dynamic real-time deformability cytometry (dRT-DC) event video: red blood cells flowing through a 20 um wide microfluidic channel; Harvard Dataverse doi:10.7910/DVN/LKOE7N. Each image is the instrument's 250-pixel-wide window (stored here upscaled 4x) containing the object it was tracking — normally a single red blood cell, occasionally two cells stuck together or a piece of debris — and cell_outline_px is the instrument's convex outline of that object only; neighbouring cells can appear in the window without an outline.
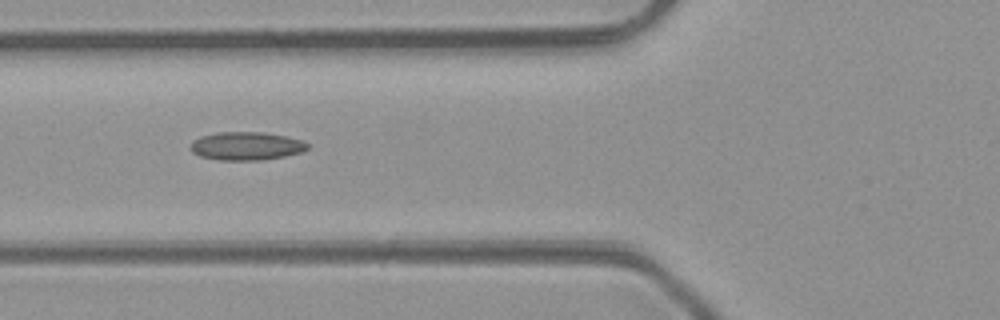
{"species": "common noctule bat (a hibernating species)", "species_latin": "Nyctalus noctula", "temperature_condition": "room temperature", "stored_images_in_passage": 3, "camera_frame_rate_fps": 3000, "um_per_image_px": 0.085, "animal": {"sex": "male", "body_mass_g": 23.1, "forearm_length_mm": 52.7}, "frame": {"image": 1, "passage_image": 3, "time_ms": 2.333, "image_size_px": [1000, 320], "cell_outline_px": [[308, 148], [300, 152], [284, 156], [260, 160], [220, 160], [200, 156], [192, 152], [188, 148], [200, 136], [216, 132], [264, 132], [304, 140], [308, 144]], "centroid_in_image_um": [20.93, 12.4], "position_along_channel_um": 104.9, "area_um2": 19.19}}